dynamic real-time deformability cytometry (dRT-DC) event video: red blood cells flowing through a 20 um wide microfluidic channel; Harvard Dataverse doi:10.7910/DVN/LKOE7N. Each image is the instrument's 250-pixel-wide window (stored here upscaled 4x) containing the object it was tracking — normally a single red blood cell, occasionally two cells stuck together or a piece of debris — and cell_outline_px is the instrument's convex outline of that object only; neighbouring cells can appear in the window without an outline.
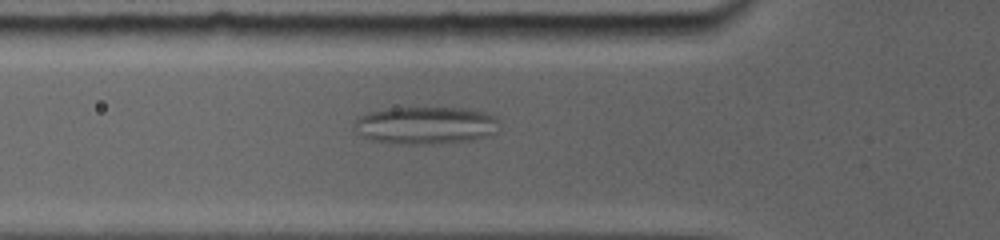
{"species": "common noctule bat (a hibernating species)", "species_latin": "Nyctalus noctula", "temperature_condition": "room temperature", "stored_images_in_passage": 4, "camera_frame_rate_fps": 5000, "um_per_image_px": 0.085, "animal": {"sex": "female", "body_mass_g": 19.0, "forearm_length_mm": 56.7}, "frame": {"image": 1, "passage_image": 4, "time_ms": 3.4, "image_size_px": [1000, 240], "cell_outline_px": [[496, 120], [472, 136], [460, 140], [380, 140], [368, 136], [356, 120], [360, 116], [372, 112], [388, 108], [472, 108], [484, 112], [492, 116]], "centroid_in_image_um": [36.07, 10.51], "position_along_channel_um": 89.7, "area_um2": 27.05}}